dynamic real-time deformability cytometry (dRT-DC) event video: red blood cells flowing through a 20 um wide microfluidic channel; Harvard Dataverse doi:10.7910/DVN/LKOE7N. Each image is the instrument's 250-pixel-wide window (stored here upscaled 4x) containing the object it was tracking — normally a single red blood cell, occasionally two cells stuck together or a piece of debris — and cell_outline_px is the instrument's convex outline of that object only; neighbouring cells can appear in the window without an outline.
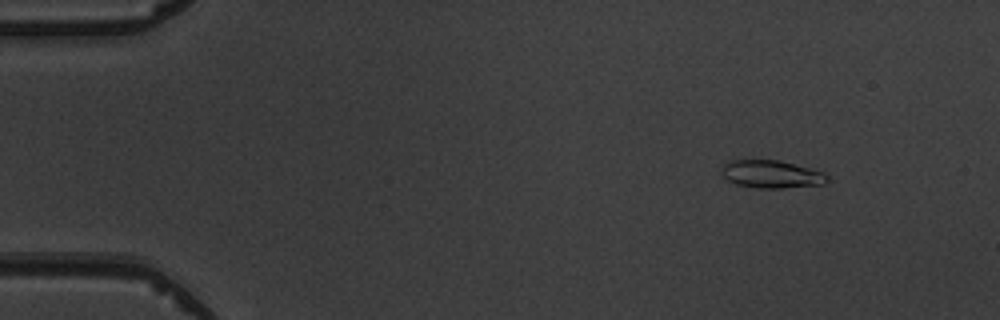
{"species": "common noctule bat (a hibernating species)", "species_latin": "Nyctalus noctula", "temperature_condition": "warm", "stored_images_in_passage": 5, "camera_frame_rate_fps": 3000, "um_per_image_px": 0.085, "animal": {"sex": "male", "body_mass_g": 19.5, "forearm_length_mm": 54.6}, "frame": {"image": 1, "passage_image": 2, "time_ms": 1.333, "image_size_px": [1000, 320], "cell_outline_px": [[828, 180], [824, 184], [784, 188], [760, 188], [736, 184], [728, 180], [724, 176], [724, 164], [732, 160], [780, 160], [824, 172], [828, 176]], "centroid_in_image_um": [65.63, 14.81], "position_along_channel_um": 19.4, "area_um2": 16.88}}
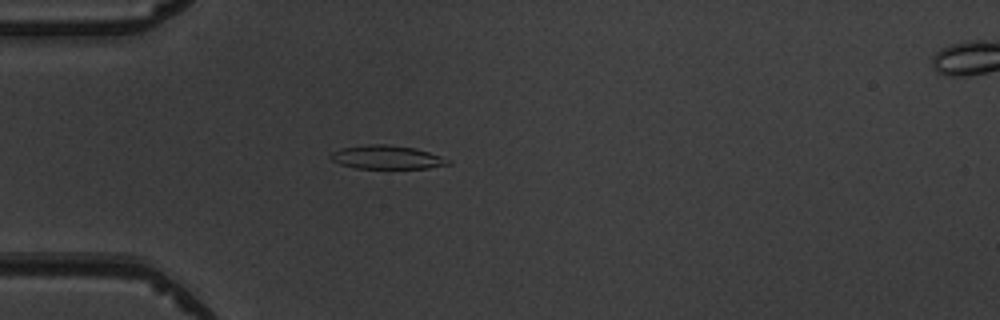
{"frame": {"image": 2, "passage_image": 4, "time_ms": 4.333, "image_size_px": [1000, 320], "cell_outline_px": [[452, 164], [428, 168], [356, 168], [340, 164], [332, 160], [328, 156], [332, 152], [340, 148], [372, 144], [388, 144], [416, 148], [452, 160]], "centroid_in_image_um": [32.9, 13.36], "position_along_channel_um": 52.1, "area_um2": 16.18}}